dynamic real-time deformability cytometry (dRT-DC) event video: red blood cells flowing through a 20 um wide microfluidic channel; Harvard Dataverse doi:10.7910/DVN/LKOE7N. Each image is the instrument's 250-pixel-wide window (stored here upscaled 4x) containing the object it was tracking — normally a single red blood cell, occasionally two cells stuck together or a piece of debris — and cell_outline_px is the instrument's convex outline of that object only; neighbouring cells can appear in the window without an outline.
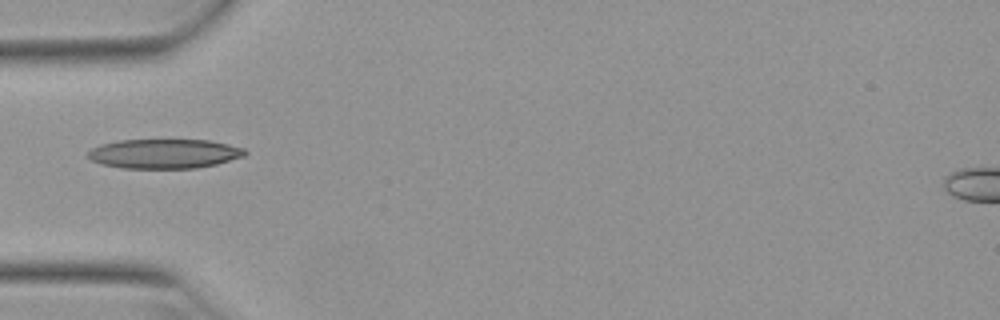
{"species": "Egyptian fruit bat (a non-hibernating species)", "species_latin": "Rousettus aegyptiacus", "temperature_condition": "warm", "stored_images_in_passage": 4, "camera_frame_rate_fps": 3000, "um_per_image_px": 0.085, "animal": {"sex": "female"}, "frame": {"image": 1, "passage_image": 1, "time_ms": 0.0, "image_size_px": [1000, 320], "cell_outline_px": [[248, 152], [244, 156], [216, 164], [196, 168], [120, 168], [100, 164], [92, 160], [88, 156], [88, 152], [92, 148], [100, 144], [120, 140], [208, 140], [228, 144], [244, 148]], "centroid_in_image_um": [13.96, 13.06], "position_along_channel_um": 71.0, "area_um2": 26.93}}
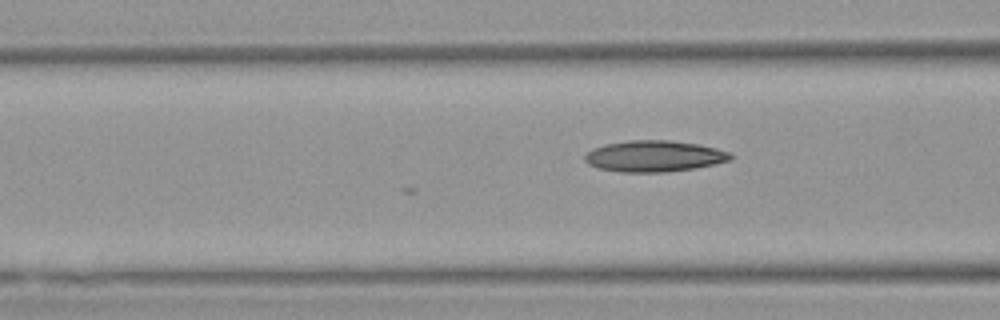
{"frame": {"image": 2, "passage_image": 4, "time_ms": 1.0, "image_size_px": [1000, 320], "cell_outline_px": [[732, 160], [716, 164], [696, 168], [668, 172], [620, 172], [600, 168], [588, 164], [584, 160], [584, 156], [592, 148], [604, 144], [628, 140], [668, 140], [700, 144], [716, 148], [728, 152], [732, 156]], "centroid_in_image_um": [55.61, 13.27], "position_along_channel_um": 111.0, "area_um2": 26.7}}